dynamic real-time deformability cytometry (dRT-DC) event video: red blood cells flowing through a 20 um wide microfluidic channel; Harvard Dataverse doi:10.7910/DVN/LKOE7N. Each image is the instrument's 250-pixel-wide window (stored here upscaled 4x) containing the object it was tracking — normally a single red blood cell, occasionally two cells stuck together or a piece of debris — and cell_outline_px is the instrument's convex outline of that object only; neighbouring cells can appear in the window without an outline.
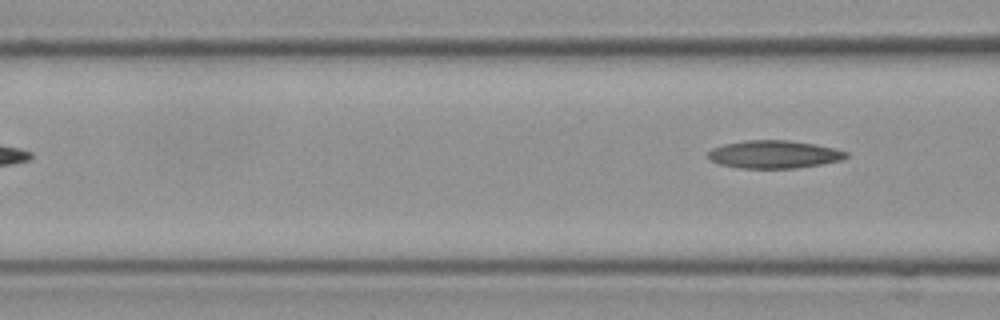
{"species": "Egyptian fruit bat (a non-hibernating species)", "species_latin": "Rousettus aegyptiacus", "temperature_condition": "cold", "stored_images_in_passage": 7, "segment_of_instrument_passage": [2, 2], "camera_frame_rate_fps": 3000, "um_per_image_px": 0.085, "frame": {"image": 1, "passage_image": 7, "time_ms": 2.0, "image_size_px": [1000, 320], "cell_outline_px": [[848, 156], [840, 160], [820, 164], [796, 168], [740, 168], [720, 164], [712, 160], [708, 156], [708, 152], [712, 148], [724, 144], [744, 140], [788, 140], [836, 148], [848, 152]], "centroid_in_image_um": [65.79, 13.11], "position_along_channel_um": 100.8, "area_um2": 22.25}}